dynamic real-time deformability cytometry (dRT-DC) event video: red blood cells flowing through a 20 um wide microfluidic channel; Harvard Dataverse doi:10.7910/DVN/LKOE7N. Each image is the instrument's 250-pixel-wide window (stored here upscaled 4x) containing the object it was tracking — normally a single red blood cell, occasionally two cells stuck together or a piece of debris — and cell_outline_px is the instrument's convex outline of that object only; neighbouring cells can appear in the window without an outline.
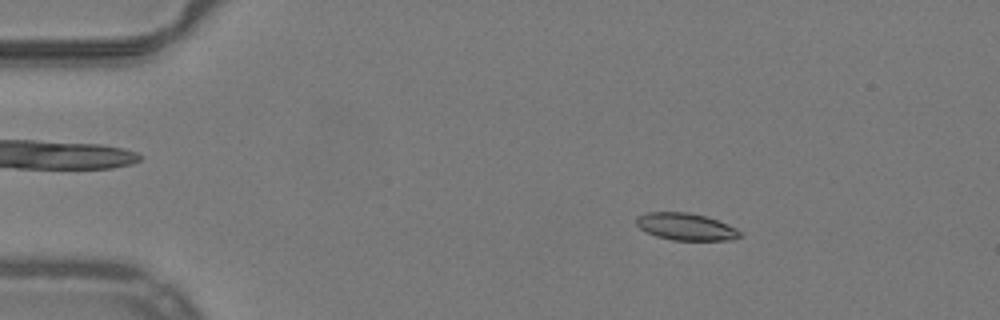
{"species": "common noctule bat (a hibernating species)", "species_latin": "Nyctalus noctula", "temperature_condition": "warm", "stored_images_in_passage": 52, "camera_frame_rate_fps": 3000, "um_per_image_px": 0.085, "animal": {"sex": "male", "body_mass_g": 19.2, "forearm_length_mm": 51.8}, "frame": {"image": 1, "passage_image": 9, "time_ms": 2.667, "image_size_px": [1000, 320], "cell_outline_px": [[740, 236], [732, 240], [672, 240], [656, 236], [640, 228], [636, 224], [636, 216], [648, 212], [688, 212], [704, 216], [728, 224], [736, 228], [740, 232]], "centroid_in_image_um": [58.28, 19.27], "position_along_channel_um": 26.7, "area_um2": 16.24}}
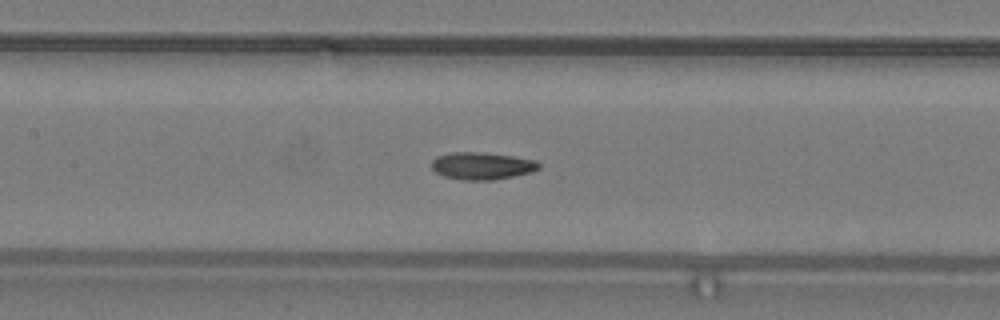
{"frame": {"image": 2, "passage_image": 25, "time_ms": 8.0, "image_size_px": [1000, 320], "cell_outline_px": [[540, 168], [532, 172], [496, 180], [464, 180], [444, 176], [436, 172], [432, 168], [432, 160], [436, 156], [452, 152], [484, 152], [512, 156], [536, 160], [540, 164]], "centroid_in_image_um": [40.98, 14.09], "position_along_channel_um": 166.4, "area_um2": 17.17}}
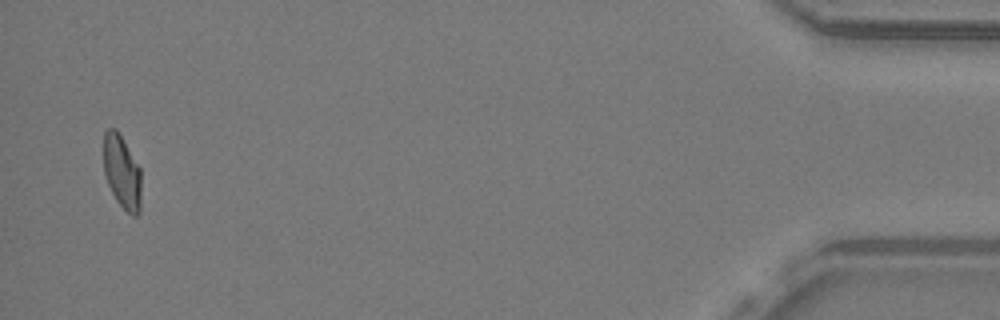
{"frame": {"image": 3, "passage_image": 51, "time_ms": 16.667, "image_size_px": [1000, 320], "cell_outline_px": [[140, 212], [136, 216], [132, 216], [116, 200], [108, 184], [104, 172], [104, 132], [108, 128], [116, 128], [140, 168]], "centroid_in_image_um": [10.36, 14.62], "position_along_channel_um": 424.8, "area_um2": 15.9}, "authors_computed_cell_mechanics": {"area_um2": 16.5019, "velocity_mm_per_s": 3.975, "shape_relaxation_time_tau1_ms": null, "shape_relaxation_time_tau2_ms": 2.7541, "deformation_change_tau1": null, "deformation_change_tau2": 0.0543}}